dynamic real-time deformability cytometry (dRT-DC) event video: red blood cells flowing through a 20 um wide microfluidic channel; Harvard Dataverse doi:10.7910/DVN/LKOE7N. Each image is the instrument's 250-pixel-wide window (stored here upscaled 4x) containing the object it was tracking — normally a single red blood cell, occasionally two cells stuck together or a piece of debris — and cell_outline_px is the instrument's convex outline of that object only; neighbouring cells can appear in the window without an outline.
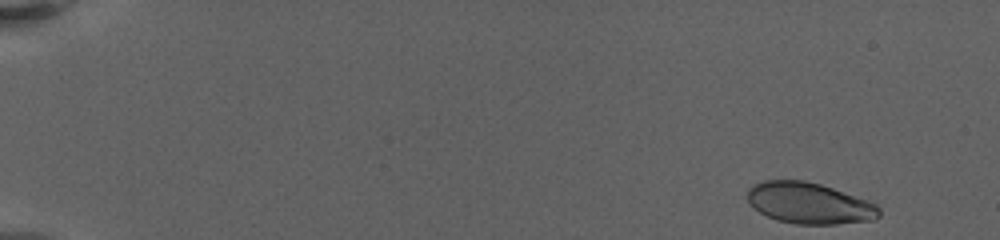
{"species": "human", "species_latin": "Homo sapiens", "temperature_condition": "warm", "stored_images_in_passage": 35, "camera_frame_rate_fps": 3000, "um_per_image_px": 0.085, "donor": {"sex": "female"}, "frame": {"image": 1, "passage_image": 1, "time_ms": 0.0, "image_size_px": [1000, 240], "cell_outline_px": [[880, 216], [872, 220], [836, 224], [796, 224], [776, 220], [752, 208], [748, 204], [748, 188], [764, 180], [804, 180], [820, 184], [868, 200], [876, 204], [880, 208]], "centroid_in_image_um": [68.78, 17.27], "position_along_channel_um": 16.2, "area_um2": 31.67}}
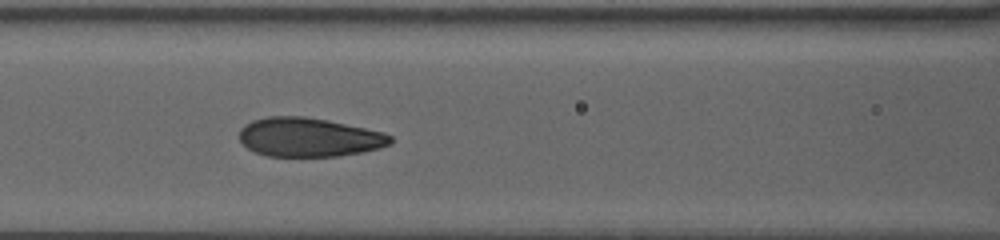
{"frame": {"image": 2, "passage_image": 14, "time_ms": 8.667, "image_size_px": [1000, 240], "cell_outline_px": [[392, 144], [380, 148], [360, 152], [336, 156], [264, 156], [248, 148], [240, 140], [240, 128], [244, 124], [252, 120], [268, 116], [304, 116], [328, 120], [384, 132], [392, 136]], "centroid_in_image_um": [26.26, 11.66], "position_along_channel_um": 140.3, "area_um2": 34.39}}
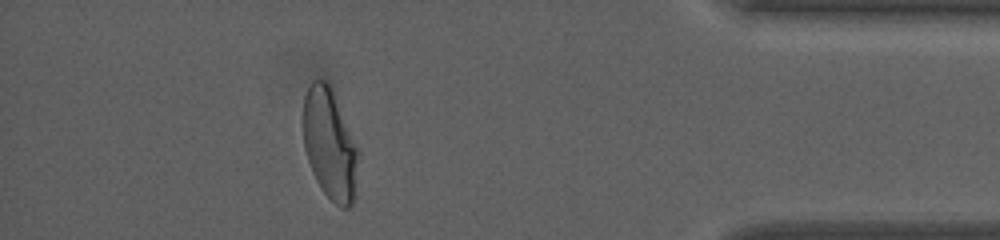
{"frame": {"image": 3, "passage_image": 31, "time_ms": 18.0, "image_size_px": [1000, 240], "cell_outline_px": [[356, 160], [352, 204], [348, 208], [340, 208], [324, 192], [316, 180], [312, 172], [304, 148], [304, 96], [312, 80], [328, 80], [332, 88], [356, 148]], "centroid_in_image_um": [27.97, 12.21], "position_along_channel_um": 407.2, "area_um2": 34.22}, "authors_computed_cell_mechanics": {"area_um2": 33.9864, "velocity_mm_per_s": 3.2432, "shape_relaxation_time_tau1_ms": 6.0635, "shape_relaxation_time_tau2_ms": null, "deformation_change_tau1": 0.2184, "deformation_change_tau2": null}}